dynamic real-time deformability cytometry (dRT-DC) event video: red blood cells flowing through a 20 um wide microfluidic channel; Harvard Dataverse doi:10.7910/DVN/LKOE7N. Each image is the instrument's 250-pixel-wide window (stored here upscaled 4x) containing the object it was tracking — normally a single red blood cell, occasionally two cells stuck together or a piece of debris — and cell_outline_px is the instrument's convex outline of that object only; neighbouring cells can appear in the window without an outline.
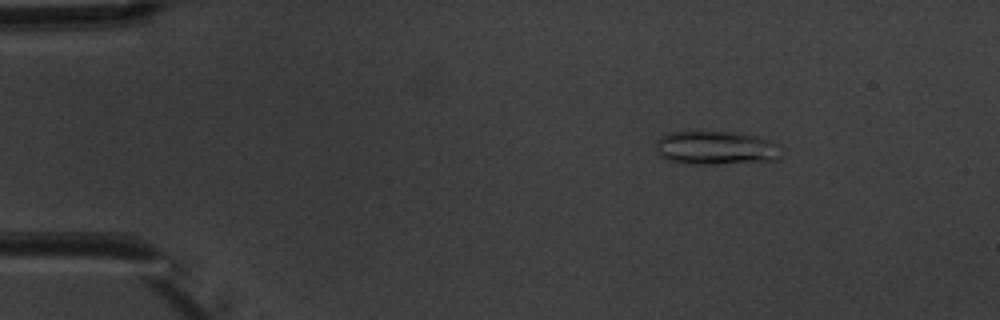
{"species": "common noctule bat (a hibernating species)", "species_latin": "Nyctalus noctula", "temperature_condition": "warm", "stored_images_in_passage": 6, "camera_frame_rate_fps": 3000, "um_per_image_px": 0.085, "animal": {"sex": "male", "body_mass_g": 20.1, "forearm_length_mm": 53.5}, "frame": {"image": 1, "passage_image": 3, "time_ms": 2.333, "image_size_px": [1000, 320], "cell_outline_px": [[780, 160], [716, 164], [688, 164], [668, 160], [660, 156], [656, 152], [656, 140], [660, 136], [672, 132], [740, 132], [756, 136], [768, 140], [776, 144], [780, 156]], "centroid_in_image_um": [60.81, 12.58], "position_along_channel_um": 24.2, "area_um2": 24.62}}
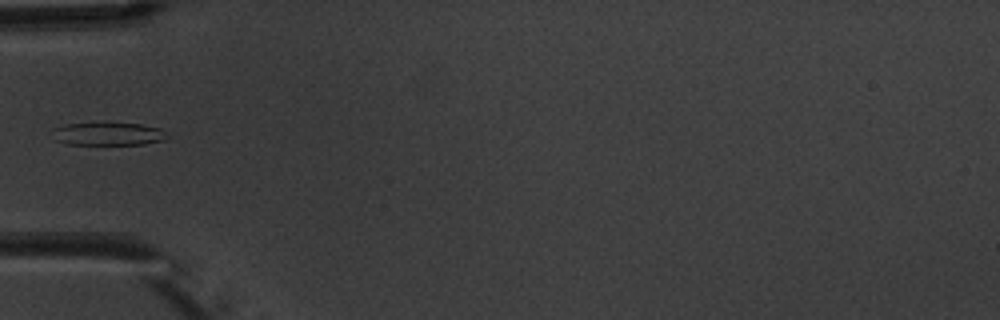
{"frame": {"image": 2, "passage_image": 6, "time_ms": 5.667, "image_size_px": [1000, 320], "cell_outline_px": [[168, 136], [164, 140], [144, 144], [68, 144], [56, 140], [48, 132], [52, 128], [64, 124], [140, 124], [160, 128], [168, 132]], "centroid_in_image_um": [9.16, 11.39], "position_along_channel_um": 75.8, "area_um2": 15.26}}